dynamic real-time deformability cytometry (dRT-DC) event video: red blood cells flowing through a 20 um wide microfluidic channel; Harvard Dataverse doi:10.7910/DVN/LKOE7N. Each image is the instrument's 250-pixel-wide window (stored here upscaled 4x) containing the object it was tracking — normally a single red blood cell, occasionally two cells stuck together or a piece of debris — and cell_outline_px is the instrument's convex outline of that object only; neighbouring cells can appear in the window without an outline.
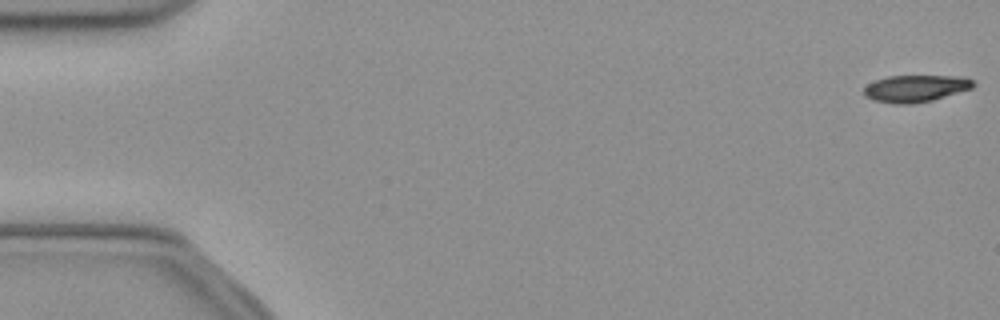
{"species": "common noctule bat (a hibernating species)", "species_latin": "Nyctalus noctula", "temperature_condition": "cold", "stored_images_in_passage": 53, "segment_of_instrument_passage": [1, 2], "camera_frame_rate_fps": 3000, "um_per_image_px": 0.085, "animal": {"sex": "female", "body_mass_g": 21.9}, "frame": {"image": 1, "passage_image": 1, "time_ms": 0.0, "image_size_px": [1000, 320], "cell_outline_px": [[976, 84], [972, 88], [932, 100], [912, 104], [892, 104], [872, 100], [864, 96], [864, 88], [868, 84], [876, 80], [888, 76], [964, 76], [972, 80]], "centroid_in_image_um": [77.81, 7.52], "position_along_channel_um": 7.2, "area_um2": 17.22}}
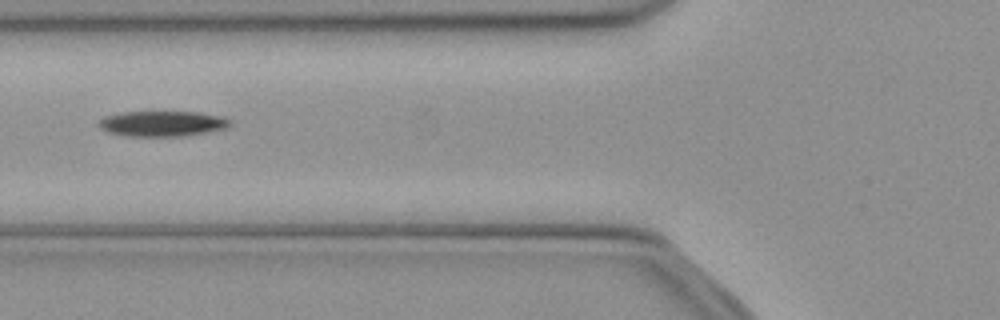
{"frame": {"image": 2, "passage_image": 20, "time_ms": 6.333, "image_size_px": [1000, 320], "cell_outline_px": [[232, 124], [228, 128], [208, 132], [184, 136], [128, 136], [108, 132], [100, 128], [96, 124], [104, 116], [124, 112], [200, 112], [224, 116], [232, 120]], "centroid_in_image_um": [13.85, 10.5], "position_along_channel_um": 111.9, "area_um2": 19.71}}
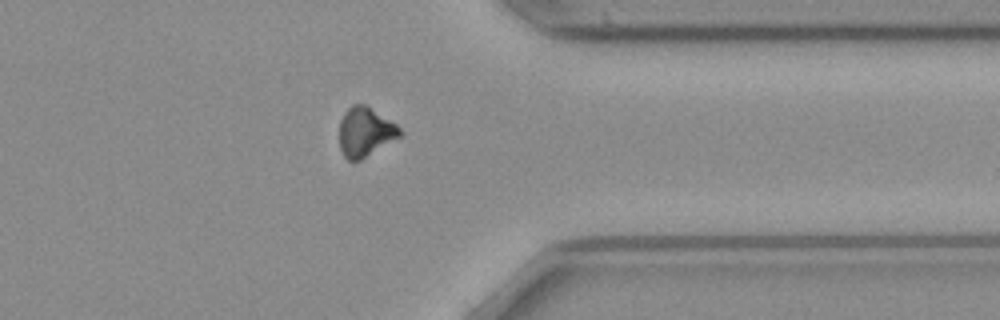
{"frame": {"image": 3, "passage_image": 41, "time_ms": 13.333, "image_size_px": [1000, 320], "cell_outline_px": [[404, 132], [400, 136], [360, 160], [348, 160], [344, 156], [340, 148], [340, 120], [344, 112], [352, 104], [364, 104], [396, 124]], "centroid_in_image_um": [31.03, 11.21], "position_along_channel_um": 380.4, "area_um2": 17.11}}